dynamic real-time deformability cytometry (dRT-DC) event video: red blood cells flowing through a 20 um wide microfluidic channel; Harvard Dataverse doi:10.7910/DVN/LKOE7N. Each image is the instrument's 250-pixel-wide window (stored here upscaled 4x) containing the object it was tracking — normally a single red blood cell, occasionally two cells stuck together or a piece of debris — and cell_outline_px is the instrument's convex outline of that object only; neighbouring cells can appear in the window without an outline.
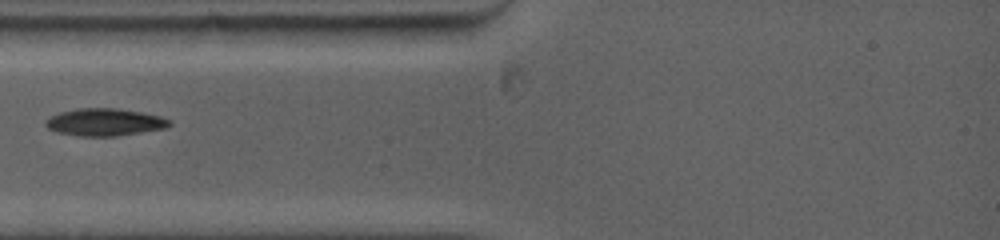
{"species": "common noctule bat (a hibernating species)", "species_latin": "Nyctalus noctula", "temperature_condition": "warm", "stored_images_in_passage": 13, "camera_frame_rate_fps": 5000, "um_per_image_px": 0.085, "animal": {"sex": "female", "body_mass_g": 19.0, "forearm_length_mm": 53.3}, "frame": {"image": 1, "passage_image": 1, "time_ms": 0.0, "image_size_px": [1000, 240], "cell_outline_px": [[172, 124], [168, 128], [116, 136], [80, 136], [56, 132], [48, 128], [44, 124], [52, 116], [60, 112], [76, 108], [116, 108], [140, 112], [160, 116], [172, 120]], "centroid_in_image_um": [8.94, 10.38], "position_along_channel_um": 76.1, "area_um2": 19.77}}
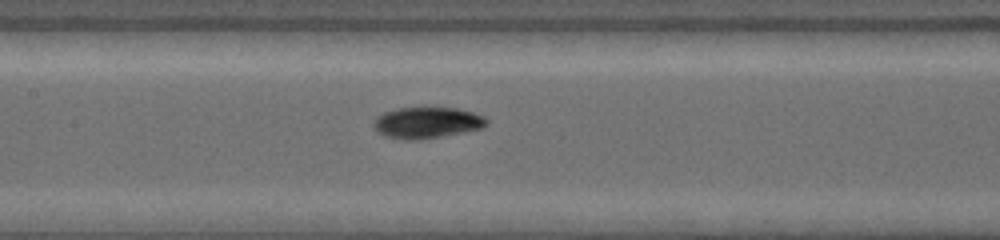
{"frame": {"image": 2, "passage_image": 6, "time_ms": 2.4, "image_size_px": [1000, 240], "cell_outline_px": [[488, 124], [484, 128], [420, 140], [404, 140], [388, 136], [376, 132], [372, 124], [376, 116], [384, 112], [396, 108], [456, 108], [472, 112], [484, 116], [488, 120]], "centroid_in_image_um": [36.28, 10.43], "position_along_channel_um": 171.1, "area_um2": 20.63}}
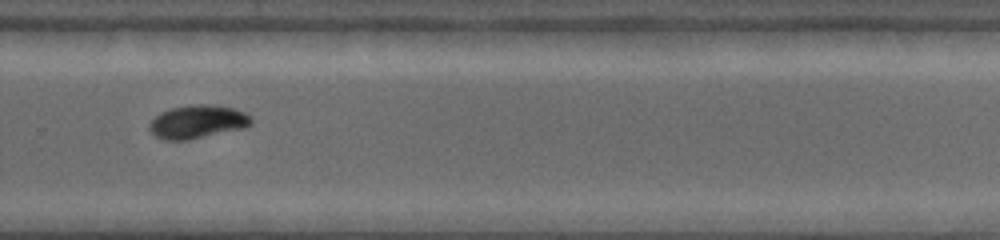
{"frame": {"image": 3, "passage_image": 13, "time_ms": 6.0, "image_size_px": [1000, 240], "cell_outline_px": [[252, 124], [244, 128], [188, 140], [164, 140], [156, 136], [148, 128], [148, 124], [160, 112], [172, 108], [200, 104], [232, 108], [244, 112], [252, 120]], "centroid_in_image_um": [16.76, 10.37], "position_along_channel_um": 313.0, "area_um2": 19.42}}